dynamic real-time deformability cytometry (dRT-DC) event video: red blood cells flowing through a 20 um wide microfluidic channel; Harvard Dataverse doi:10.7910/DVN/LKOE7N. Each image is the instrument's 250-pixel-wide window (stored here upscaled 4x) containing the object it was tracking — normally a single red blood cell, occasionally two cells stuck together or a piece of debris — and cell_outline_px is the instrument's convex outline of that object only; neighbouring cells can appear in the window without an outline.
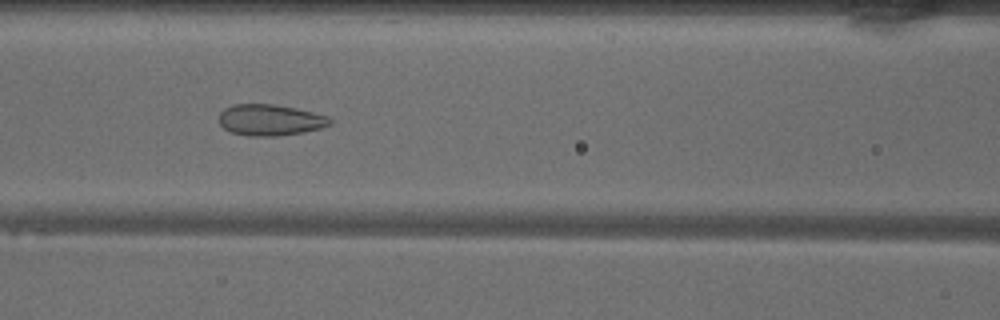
{"species": "common noctule bat (a hibernating species)", "species_latin": "Nyctalus noctula", "temperature_condition": "warm", "stored_images_in_passage": 48, "camera_frame_rate_fps": 3000, "um_per_image_px": 0.085, "animal": {"sex": "male", "body_mass_g": 18.8}, "frame": {"image": 1, "passage_image": 20, "time_ms": 6.333, "image_size_px": [1000, 320], "cell_outline_px": [[332, 124], [320, 128], [304, 132], [276, 136], [248, 136], [232, 132], [224, 128], [220, 124], [220, 112], [224, 108], [232, 104], [276, 104], [296, 108], [328, 116], [332, 120]], "centroid_in_image_um": [22.97, 10.19], "position_along_channel_um": 143.6, "area_um2": 20.23}}
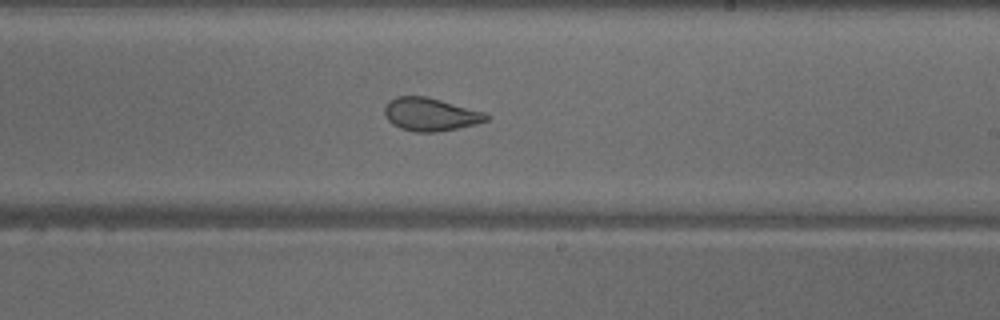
{"frame": {"image": 2, "passage_image": 28, "time_ms": 9.0, "image_size_px": [1000, 320], "cell_outline_px": [[488, 120], [476, 124], [460, 128], [436, 132], [416, 132], [400, 128], [392, 124], [384, 116], [384, 108], [388, 100], [396, 96], [424, 96], [440, 100], [484, 112], [488, 116]], "centroid_in_image_um": [36.54, 9.73], "position_along_channel_um": 252.5, "area_um2": 19.59}}
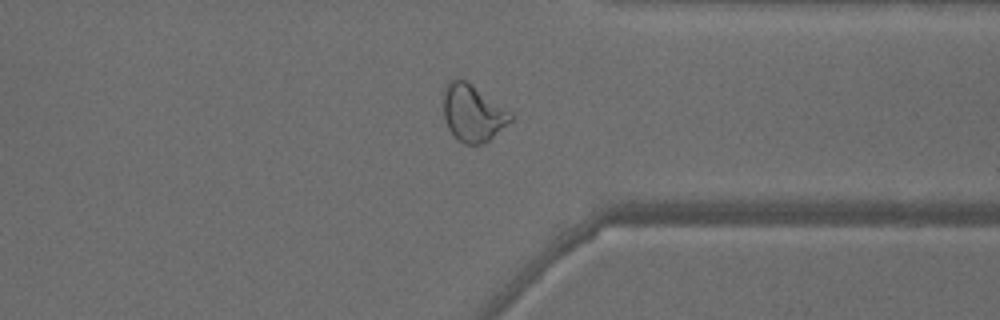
{"frame": {"image": 3, "passage_image": 37, "time_ms": 12.0, "image_size_px": [1000, 320], "cell_outline_px": [[512, 120], [488, 140], [480, 144], [464, 144], [448, 128], [444, 120], [444, 84], [448, 80], [456, 76], [464, 80], [512, 112]], "centroid_in_image_um": [40.16, 9.57], "position_along_channel_um": 371.2, "area_um2": 22.02}, "authors_computed_cell_mechanics": {"area_um2": 23.3801, "velocity_mm_per_s": 4.0919, "shape_relaxation_time_tau1_ms": null, "shape_relaxation_time_tau2_ms": 1.1533, "deformation_change_tau1": null, "deformation_change_tau2": 0.0731}}